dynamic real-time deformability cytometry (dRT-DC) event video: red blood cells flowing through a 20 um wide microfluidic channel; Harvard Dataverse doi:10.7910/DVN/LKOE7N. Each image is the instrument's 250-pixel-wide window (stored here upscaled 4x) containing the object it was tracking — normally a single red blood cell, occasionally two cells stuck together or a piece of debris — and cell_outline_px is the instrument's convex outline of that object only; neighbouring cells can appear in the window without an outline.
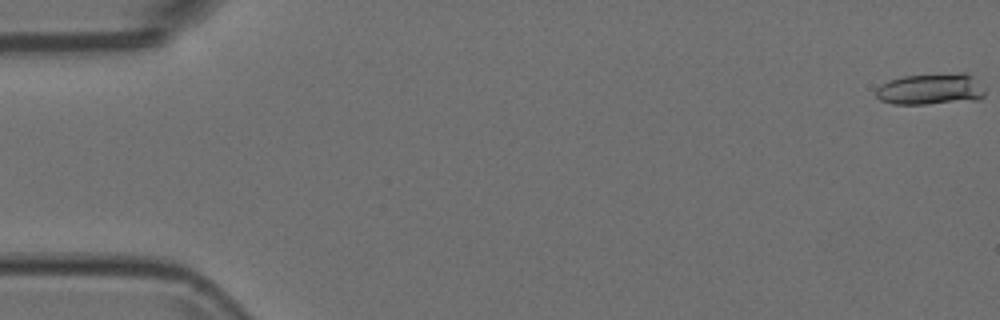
{"species": "Egyptian fruit bat (a non-hibernating species)", "species_latin": "Rousettus aegyptiacus", "temperature_condition": "room temperature", "stored_images_in_passage": 12, "camera_frame_rate_fps": 3000, "um_per_image_px": 0.085, "animal": {"sex": "female"}, "frame": {"image": 1, "passage_image": 1, "time_ms": 0.0, "image_size_px": [1000, 320], "cell_outline_px": [[984, 96], [980, 100], [924, 104], [892, 104], [880, 100], [876, 96], [876, 88], [888, 80], [904, 76], [960, 72], [964, 72], [972, 76], [984, 88]], "centroid_in_image_um": [79.12, 7.58], "position_along_channel_um": 5.9, "area_um2": 20.11}}